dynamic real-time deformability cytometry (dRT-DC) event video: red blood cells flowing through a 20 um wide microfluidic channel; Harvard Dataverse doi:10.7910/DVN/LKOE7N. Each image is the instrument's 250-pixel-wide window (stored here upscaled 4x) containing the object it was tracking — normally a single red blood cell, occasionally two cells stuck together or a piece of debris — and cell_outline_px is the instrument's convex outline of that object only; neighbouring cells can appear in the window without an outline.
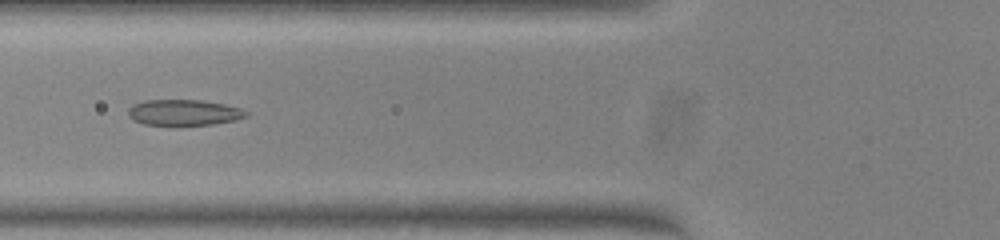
{"species": "common noctule bat (a hibernating species)", "species_latin": "Nyctalus noctula", "temperature_condition": "warm", "stored_images_in_passage": 50, "camera_frame_rate_fps": 3000, "um_per_image_px": 0.085, "animal": {"sex": "female", "body_mass_g": 23.0, "forearm_length_mm": 53.4}, "frame": {"image": 1, "passage_image": 19, "time_ms": 6.0, "image_size_px": [1000, 240], "cell_outline_px": [[248, 116], [232, 120], [212, 124], [144, 124], [132, 120], [128, 116], [128, 108], [132, 104], [144, 100], [200, 100], [224, 104], [240, 108], [248, 112]], "centroid_in_image_um": [15.58, 9.54], "position_along_channel_um": 110.2, "area_um2": 17.51}}
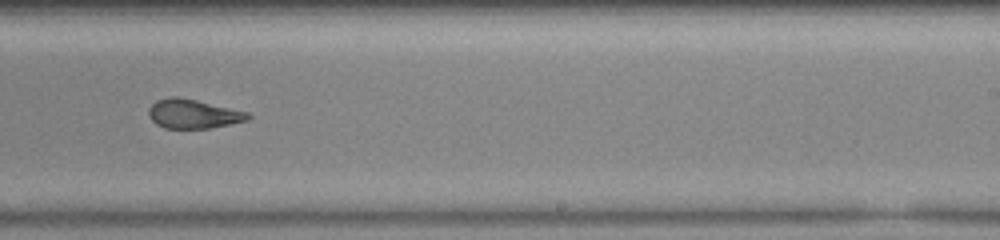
{"frame": {"image": 2, "passage_image": 31, "time_ms": 10.0, "image_size_px": [1000, 240], "cell_outline_px": [[252, 116], [248, 120], [208, 128], [164, 128], [156, 124], [148, 116], [148, 108], [156, 100], [168, 96], [176, 96], [196, 100], [248, 112]], "centroid_in_image_um": [16.38, 9.67], "position_along_channel_um": 272.6, "area_um2": 16.82}}
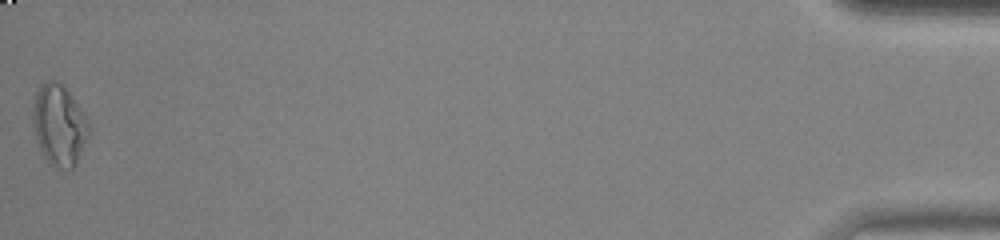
{"frame": {"image": 3, "passage_image": 50, "time_ms": 16.333, "image_size_px": [1000, 240], "cell_outline_px": [[92, 128], [76, 164], [72, 168], [52, 168], [48, 164], [36, 140], [32, 124], [32, 112], [36, 96], [40, 84], [48, 80], [56, 80], [64, 84], [88, 120]], "centroid_in_image_um": [5.03, 10.64], "position_along_channel_um": 430.2, "area_um2": 26.76}, "authors_computed_cell_mechanics": {"area_um2": 18.9584, "velocity_mm_per_s": 4.0637, "shape_relaxation_time_tau1_ms": null, "shape_relaxation_time_tau2_ms": 1.3804, "deformation_change_tau1": null, "deformation_change_tau2": 0.0872}}